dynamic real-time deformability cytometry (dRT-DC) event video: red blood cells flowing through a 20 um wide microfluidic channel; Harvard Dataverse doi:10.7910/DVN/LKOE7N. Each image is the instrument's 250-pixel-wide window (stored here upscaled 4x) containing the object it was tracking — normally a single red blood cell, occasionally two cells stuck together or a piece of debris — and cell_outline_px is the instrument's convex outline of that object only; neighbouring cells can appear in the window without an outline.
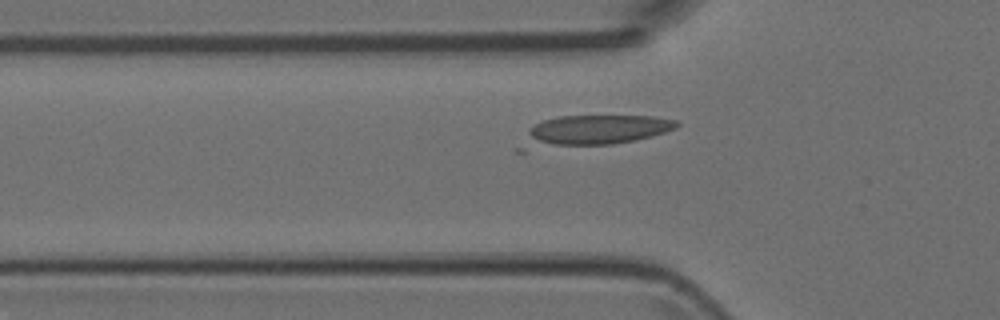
{"species": "Egyptian fruit bat (a non-hibernating species)", "species_latin": "Rousettus aegyptiacus", "temperature_condition": "room temperature", "stored_images_in_passage": 38, "camera_frame_rate_fps": 3000, "um_per_image_px": 0.085, "animal": {"sex": "female"}, "frame": {"image": 1, "passage_image": 6, "time_ms": 1.667, "image_size_px": [1000, 320], "cell_outline_px": [[680, 124], [676, 128], [652, 136], [636, 140], [612, 144], [524, 152], [516, 152], [516, 148], [528, 128], [544, 120], [560, 116], [652, 116], [676, 120]], "centroid_in_image_um": [50.25, 11.17], "position_along_channel_um": 75.5, "area_um2": 28.96}}
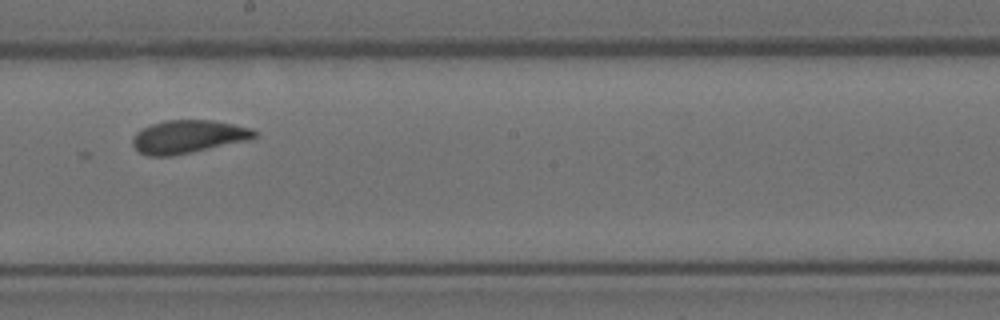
{"frame": {"image": 2, "passage_image": 18, "time_ms": 5.667, "image_size_px": [1000, 320], "cell_outline_px": [[256, 136], [252, 140], [172, 156], [148, 156], [140, 152], [132, 144], [132, 136], [136, 132], [152, 124], [168, 120], [212, 120], [252, 128], [256, 132]], "centroid_in_image_um": [16.01, 11.62], "position_along_channel_um": 232.2, "area_um2": 23.52}}
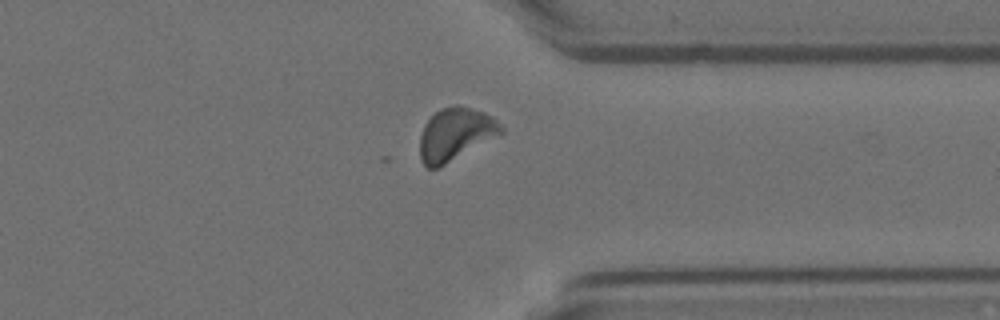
{"frame": {"image": 3, "passage_image": 29, "time_ms": 9.333, "image_size_px": [1000, 320], "cell_outline_px": [[504, 132], [440, 168], [428, 168], [420, 160], [420, 136], [424, 124], [440, 108], [456, 104], [484, 112], [492, 116], [504, 128]], "centroid_in_image_um": [38.7, 11.42], "position_along_channel_um": 372.7, "area_um2": 24.97}}